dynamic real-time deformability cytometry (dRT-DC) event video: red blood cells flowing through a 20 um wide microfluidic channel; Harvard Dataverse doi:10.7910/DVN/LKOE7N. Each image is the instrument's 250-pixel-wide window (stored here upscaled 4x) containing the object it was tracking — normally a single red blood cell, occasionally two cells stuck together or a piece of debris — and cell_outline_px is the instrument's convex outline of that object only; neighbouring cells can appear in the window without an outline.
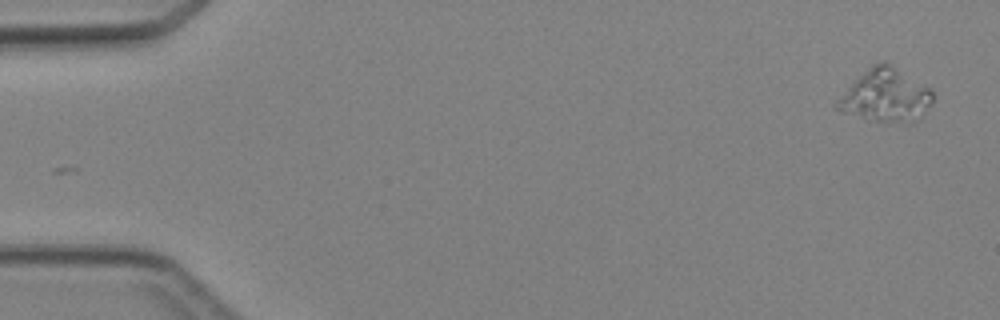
{"species": "Egyptian fruit bat (a non-hibernating species)", "species_latin": "Rousettus aegyptiacus", "temperature_condition": "cold", "stored_images_in_passage": 5, "camera_frame_rate_fps": 3000, "um_per_image_px": 0.085, "animal": {"sex": "female"}, "frame": {"image": 1, "passage_image": 1, "time_ms": 0.0, "image_size_px": [1000, 320], "cell_outline_px": [[932, 100], [920, 120], [912, 124], [876, 120], [844, 112], [836, 108], [832, 104], [872, 64], [880, 60], [884, 60], [932, 88]], "centroid_in_image_um": [75.33, 8.11], "position_along_channel_um": 9.7, "area_um2": 29.3}}